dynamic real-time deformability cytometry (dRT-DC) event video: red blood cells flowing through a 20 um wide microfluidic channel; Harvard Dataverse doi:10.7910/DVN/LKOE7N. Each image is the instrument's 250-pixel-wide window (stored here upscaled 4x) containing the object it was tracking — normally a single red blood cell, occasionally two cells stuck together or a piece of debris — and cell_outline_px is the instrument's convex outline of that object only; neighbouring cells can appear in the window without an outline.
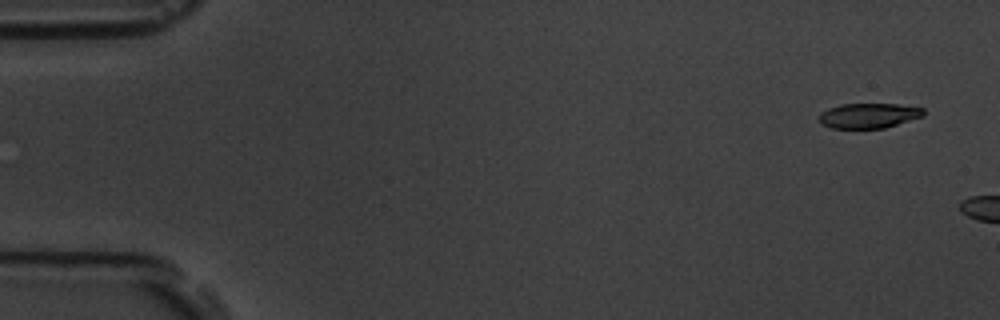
{"species": "common noctule bat (a hibernating species)", "species_latin": "Nyctalus noctula", "temperature_condition": "room temperature", "stored_images_in_passage": 3, "camera_frame_rate_fps": 3000, "um_per_image_px": 0.085, "animal": {"sex": "male", "body_mass_g": 19.5, "forearm_length_mm": 54.6}, "frame": {"image": 1, "passage_image": 1, "time_ms": 0.0, "image_size_px": [1000, 320], "cell_outline_px": [[924, 116], [884, 128], [832, 128], [824, 124], [820, 120], [820, 112], [828, 108], [840, 104], [896, 104], [924, 108]], "centroid_in_image_um": [73.86, 9.82], "position_along_channel_um": 11.1, "area_um2": 15.09}}